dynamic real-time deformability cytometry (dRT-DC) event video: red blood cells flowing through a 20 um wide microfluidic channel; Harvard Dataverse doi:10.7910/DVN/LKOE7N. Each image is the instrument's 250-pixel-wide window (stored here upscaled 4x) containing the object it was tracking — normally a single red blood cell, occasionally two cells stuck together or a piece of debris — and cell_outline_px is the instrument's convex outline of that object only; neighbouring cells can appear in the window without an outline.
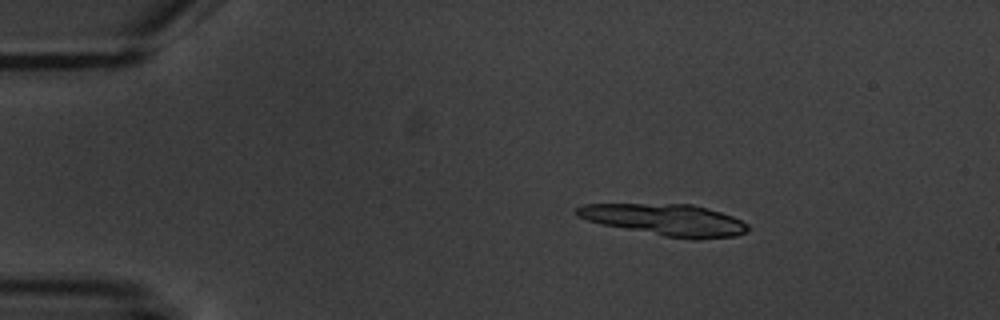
{"species": "common noctule bat (a hibernating species)", "species_latin": "Nyctalus noctula", "temperature_condition": "warm", "stored_images_in_passage": 3, "camera_frame_rate_fps": 3000, "um_per_image_px": 0.085, "animal": {"sex": "male", "body_mass_g": 20.1, "forearm_length_mm": 53.5}, "frame": {"image": 1, "passage_image": 1, "time_ms": 0.0, "image_size_px": [1000, 320], "cell_outline_px": [[748, 232], [736, 236], [700, 240], [692, 240], [664, 236], [600, 224], [576, 216], [572, 212], [576, 208], [584, 204], [692, 204], [720, 212], [732, 216], [748, 224]], "centroid_in_image_um": [56.56, 18.7], "position_along_channel_um": 28.4, "area_um2": 31.67}}